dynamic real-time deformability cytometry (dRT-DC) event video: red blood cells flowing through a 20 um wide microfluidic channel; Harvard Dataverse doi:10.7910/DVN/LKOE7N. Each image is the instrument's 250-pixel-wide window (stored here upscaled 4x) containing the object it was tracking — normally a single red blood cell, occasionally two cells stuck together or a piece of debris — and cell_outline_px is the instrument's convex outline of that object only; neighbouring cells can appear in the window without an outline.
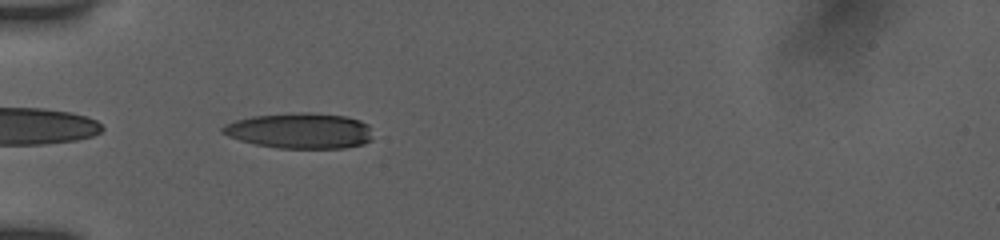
{"species": "human", "species_latin": "Homo sapiens", "temperature_condition": "room temperature", "stored_images_in_passage": 37, "camera_frame_rate_fps": 3000, "um_per_image_px": 0.085, "donor": {"sex": "female"}, "frame": {"image": 1, "passage_image": 1, "time_ms": 0.0, "image_size_px": [1000, 240], "cell_outline_px": [[372, 140], [364, 144], [344, 148], [280, 148], [256, 144], [240, 140], [228, 136], [220, 132], [220, 128], [224, 124], [236, 120], [252, 116], [304, 112], [308, 112], [348, 116], [360, 120], [368, 124]], "centroid_in_image_um": [25.5, 11.11], "position_along_channel_um": 59.5, "area_um2": 31.21}}
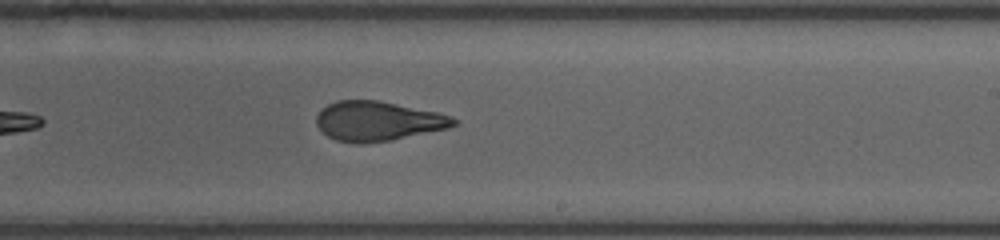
{"frame": {"image": 2, "passage_image": 17, "time_ms": 5.333, "image_size_px": [1000, 240], "cell_outline_px": [[460, 120], [456, 124], [448, 128], [392, 140], [364, 144], [356, 144], [336, 140], [328, 136], [316, 124], [316, 116], [328, 104], [336, 100], [376, 100], [436, 112], [452, 116]], "centroid_in_image_um": [32.12, 10.3], "position_along_channel_um": 256.9, "area_um2": 31.56}}
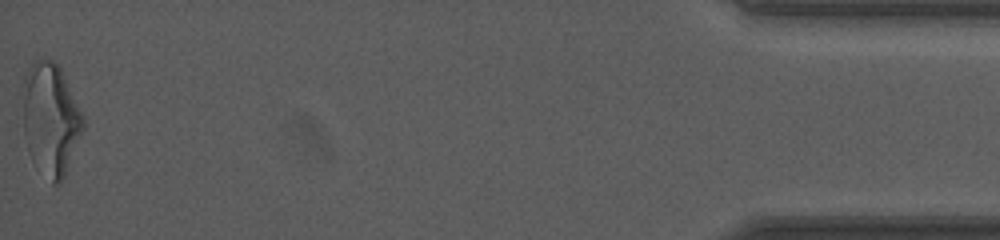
{"frame": {"image": 3, "passage_image": 37, "time_ms": 12.0, "image_size_px": [1000, 240], "cell_outline_px": [[84, 128], [64, 176], [60, 184], [52, 184], [32, 160], [28, 152], [24, 132], [20, 92], [24, 76], [32, 64], [40, 56], [44, 56], [52, 60], [60, 68], [84, 120]], "centroid_in_image_um": [4.24, 10.1], "position_along_channel_um": 431.0, "area_um2": 39.59}, "authors_computed_cell_mechanics": {"area_um2": 32.368, "velocity_mm_per_s": 3.8942, "shape_relaxation_time_tau1_ms": 7.2026, "shape_relaxation_time_tau2_ms": 1.2198, "deformation_change_tau1": 0.2403, "deformation_change_tau2": 0.094}}